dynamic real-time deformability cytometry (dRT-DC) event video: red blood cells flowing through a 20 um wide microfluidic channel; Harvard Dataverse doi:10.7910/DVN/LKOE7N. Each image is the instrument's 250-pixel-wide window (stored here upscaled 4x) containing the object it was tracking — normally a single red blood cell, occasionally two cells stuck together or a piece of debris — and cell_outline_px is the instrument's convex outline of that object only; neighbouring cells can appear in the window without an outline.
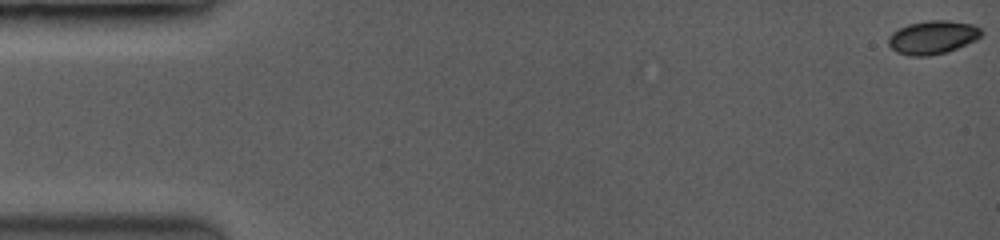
{"species": "common noctule bat (a hibernating species)", "species_latin": "Nyctalus noctula", "temperature_condition": "room temperature", "stored_images_in_passage": 42, "camera_frame_rate_fps": 3500, "um_per_image_px": 0.085, "animal": {"sex": "female", "body_mass_g": 19.0, "forearm_length_mm": 53.3}, "frame": {"image": 1, "passage_image": 1, "time_ms": 0.0, "image_size_px": [1000, 240], "cell_outline_px": [[980, 36], [956, 48], [944, 52], [924, 56], [916, 56], [900, 52], [892, 48], [888, 44], [888, 40], [900, 28], [908, 24], [932, 20], [940, 20], [972, 24], [980, 28]], "centroid_in_image_um": [79.27, 3.16], "position_along_channel_um": 5.7, "area_um2": 17.11}}
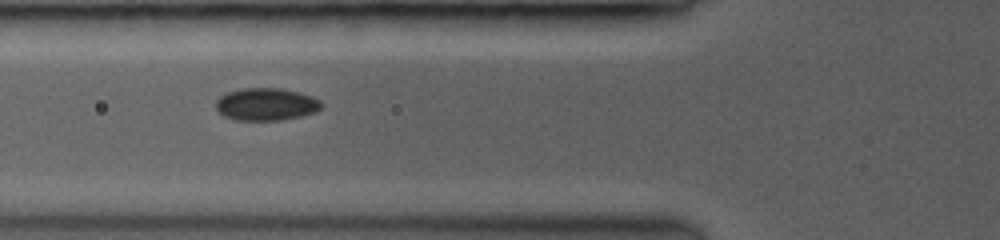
{"frame": {"image": 2, "passage_image": 17, "time_ms": 6.286, "image_size_px": [1000, 240], "cell_outline_px": [[320, 108], [312, 112], [300, 116], [280, 120], [236, 120], [224, 116], [216, 108], [216, 100], [220, 96], [228, 92], [244, 88], [280, 88], [296, 92], [320, 100]], "centroid_in_image_um": [22.56, 8.86], "position_along_channel_um": 103.2, "area_um2": 19.54}}
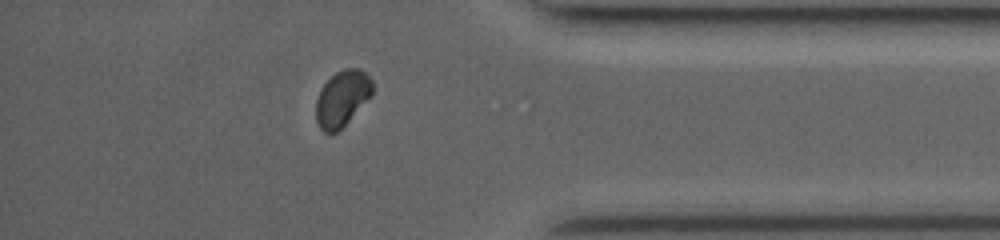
{"frame": {"image": 3, "passage_image": 37, "time_ms": 14.0, "image_size_px": [1000, 240], "cell_outline_px": [[372, 96], [336, 132], [324, 132], [320, 128], [316, 120], [316, 100], [320, 88], [336, 72], [344, 68], [360, 68], [372, 80]], "centroid_in_image_um": [29.08, 8.34], "position_along_channel_um": 406.1, "area_um2": 18.15}, "authors_computed_cell_mechanics": {"area_um2": 18.6116, "velocity_mm_per_s": 4.0499, "shape_relaxation_time_tau1_ms": 6.5421, "shape_relaxation_time_tau2_ms": null, "deformation_change_tau1": 0.0974, "deformation_change_tau2": null}}